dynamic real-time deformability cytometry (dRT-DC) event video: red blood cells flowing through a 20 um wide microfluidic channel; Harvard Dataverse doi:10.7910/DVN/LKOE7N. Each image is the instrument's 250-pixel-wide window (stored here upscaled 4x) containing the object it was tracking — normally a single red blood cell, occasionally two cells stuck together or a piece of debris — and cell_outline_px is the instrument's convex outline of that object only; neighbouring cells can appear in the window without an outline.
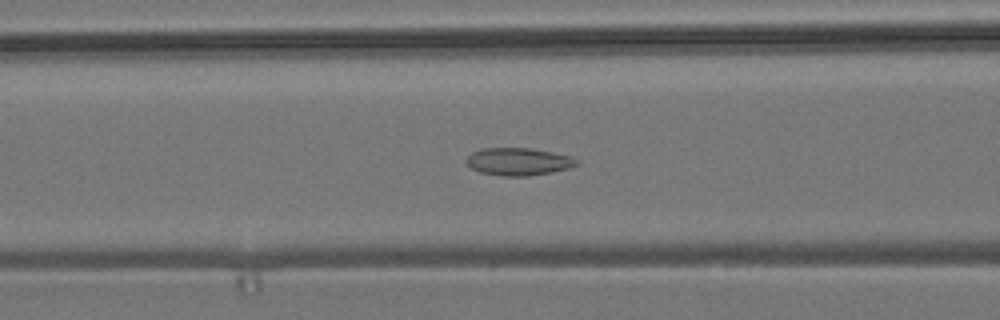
{"species": "common noctule bat (a hibernating species)", "species_latin": "Nyctalus noctula", "temperature_condition": "room temperature", "stored_images_in_passage": 55, "camera_frame_rate_fps": 3000, "um_per_image_px": 0.085, "animal": {"sex": "male", "body_mass_g": 19.2, "forearm_length_mm": 51.8}, "frame": {"image": 1, "passage_image": 21, "time_ms": 6.667, "image_size_px": [1000, 320], "cell_outline_px": [[580, 164], [568, 168], [552, 172], [528, 176], [500, 176], [480, 172], [472, 168], [464, 160], [472, 152], [484, 148], [528, 148], [552, 152], [572, 156], [580, 160]], "centroid_in_image_um": [44.1, 13.74], "position_along_channel_um": 122.5, "area_um2": 17.8}}
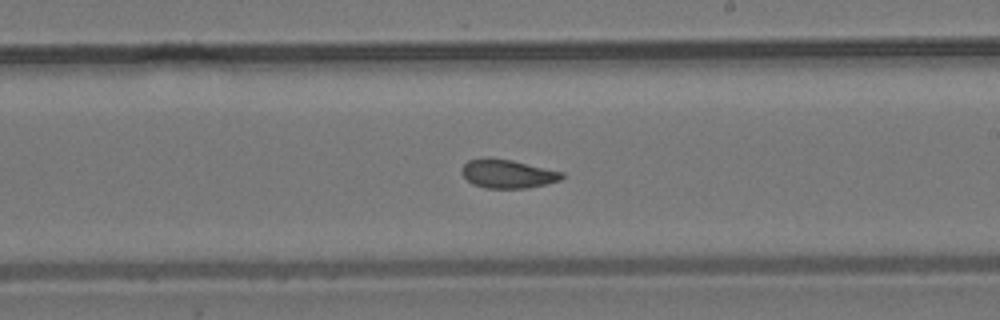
{"frame": {"image": 2, "passage_image": 31, "time_ms": 10.0, "image_size_px": [1000, 320], "cell_outline_px": [[564, 176], [560, 180], [528, 188], [484, 188], [472, 184], [464, 176], [464, 164], [468, 160], [488, 156], [512, 160], [564, 172]], "centroid_in_image_um": [43.16, 14.76], "position_along_channel_um": 245.8, "area_um2": 16.7}}
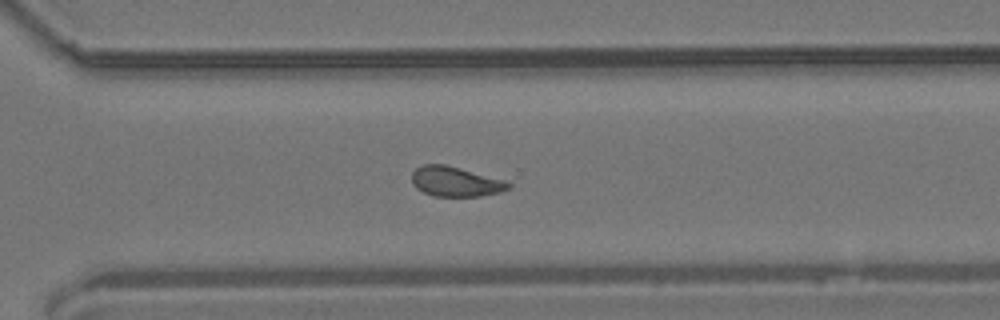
{"frame": {"image": 3, "passage_image": 38, "time_ms": 12.333, "image_size_px": [1000, 320], "cell_outline_px": [[512, 184], [508, 188], [500, 192], [480, 196], [432, 196], [416, 188], [412, 184], [412, 172], [420, 164], [444, 164], [508, 180]], "centroid_in_image_um": [38.72, 15.42], "position_along_channel_um": 331.9, "area_um2": 16.99}, "authors_computed_cell_mechanics": {"area_um2": 17.2244, "velocity_mm_per_s": 3.7047, "shape_relaxation_time_tau1_ms": null, "shape_relaxation_time_tau2_ms": 2.0416, "deformation_change_tau1": null, "deformation_change_tau2": 0.0852}}